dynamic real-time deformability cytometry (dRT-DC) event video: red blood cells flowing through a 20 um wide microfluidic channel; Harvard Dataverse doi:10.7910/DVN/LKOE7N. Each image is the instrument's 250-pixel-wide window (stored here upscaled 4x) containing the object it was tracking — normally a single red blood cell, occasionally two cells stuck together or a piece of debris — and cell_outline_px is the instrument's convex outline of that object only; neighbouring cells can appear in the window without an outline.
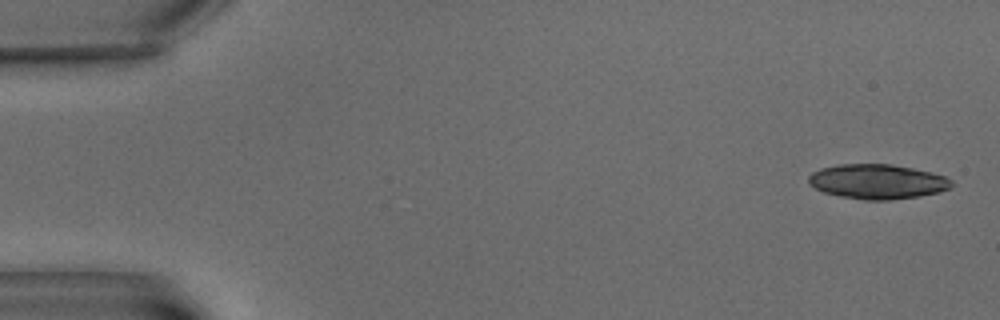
{"species": "common noctule bat (a hibernating species)", "species_latin": "Nyctalus noctula", "temperature_condition": "warm", "stored_images_in_passage": 7, "camera_frame_rate_fps": 3000, "um_per_image_px": 0.085, "animal": {"sex": "male", "body_mass_g": 15.6}, "frame": {"image": 1, "passage_image": 1, "time_ms": 0.0, "image_size_px": [1000, 320], "cell_outline_px": [[952, 188], [940, 192], [920, 196], [888, 200], [864, 200], [840, 196], [824, 192], [816, 188], [808, 180], [808, 176], [812, 172], [820, 168], [840, 164], [892, 164], [932, 172], [944, 176], [952, 180]], "centroid_in_image_um": [74.61, 15.43], "position_along_channel_um": 10.4, "area_um2": 28.96}}
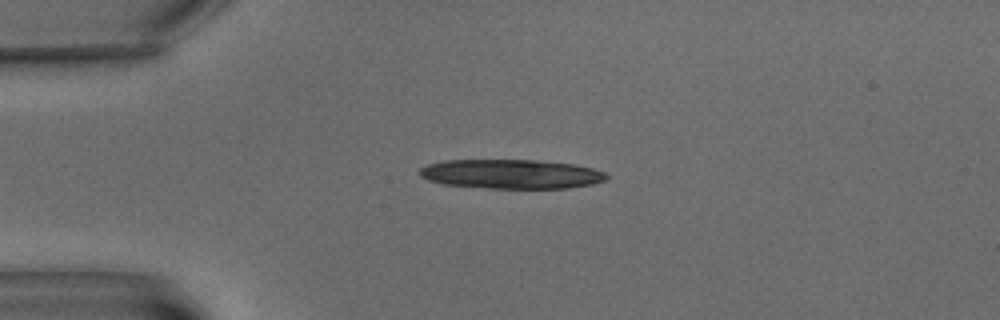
{"frame": {"image": 2, "passage_image": 3, "time_ms": 4.667, "image_size_px": [1000, 320], "cell_outline_px": [[608, 176], [604, 180], [592, 184], [568, 188], [488, 188], [444, 184], [428, 180], [420, 176], [420, 168], [424, 164], [444, 160], [536, 160], [572, 164], [592, 168], [604, 172]], "centroid_in_image_um": [43.4, 14.79], "position_along_channel_um": 41.6, "area_um2": 31.85}}
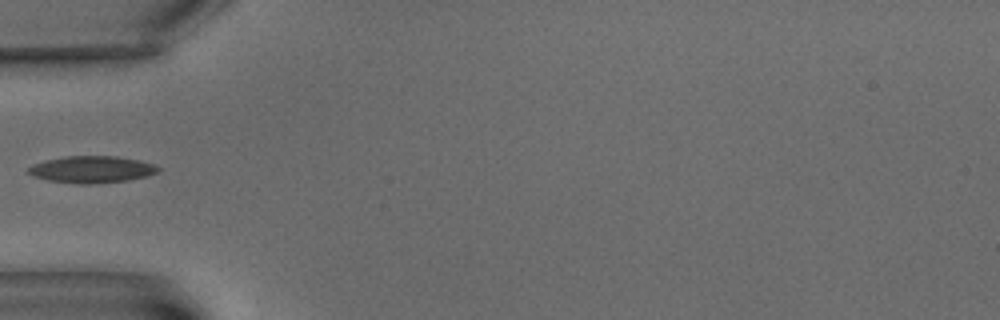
{"frame": {"image": 3, "passage_image": 5, "time_ms": 7.0, "image_size_px": [1000, 320], "cell_outline_px": [[160, 168], [156, 172], [148, 176], [128, 180], [96, 184], [80, 184], [48, 180], [32, 176], [24, 172], [28, 168], [44, 160], [64, 156], [116, 156], [140, 160], [156, 164]], "centroid_in_image_um": [7.8, 14.4], "position_along_channel_um": 77.2, "area_um2": 20.52}}